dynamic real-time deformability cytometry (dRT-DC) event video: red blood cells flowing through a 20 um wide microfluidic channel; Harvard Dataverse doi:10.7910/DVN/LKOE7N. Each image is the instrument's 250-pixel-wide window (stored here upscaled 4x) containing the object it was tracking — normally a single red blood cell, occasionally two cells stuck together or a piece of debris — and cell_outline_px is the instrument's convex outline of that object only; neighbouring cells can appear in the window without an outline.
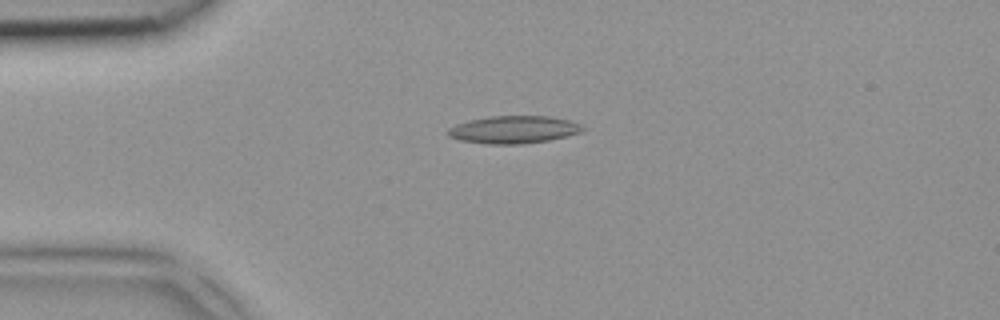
{"species": "common noctule bat (a hibernating species)", "species_latin": "Nyctalus noctula", "temperature_condition": "room temperature", "stored_images_in_passage": 4, "camera_frame_rate_fps": 3000, "um_per_image_px": 0.085, "animal": {"sex": "female", "body_mass_g": 18.4}, "frame": {"image": 1, "passage_image": 4, "time_ms": 1.0, "image_size_px": [1000, 320], "cell_outline_px": [[584, 132], [568, 136], [548, 140], [520, 144], [488, 144], [460, 140], [448, 136], [448, 128], [456, 124], [468, 120], [492, 116], [548, 116], [568, 120], [580, 124], [584, 128]], "centroid_in_image_um": [43.67, 11.02], "position_along_channel_um": 41.3, "area_um2": 21.62}}